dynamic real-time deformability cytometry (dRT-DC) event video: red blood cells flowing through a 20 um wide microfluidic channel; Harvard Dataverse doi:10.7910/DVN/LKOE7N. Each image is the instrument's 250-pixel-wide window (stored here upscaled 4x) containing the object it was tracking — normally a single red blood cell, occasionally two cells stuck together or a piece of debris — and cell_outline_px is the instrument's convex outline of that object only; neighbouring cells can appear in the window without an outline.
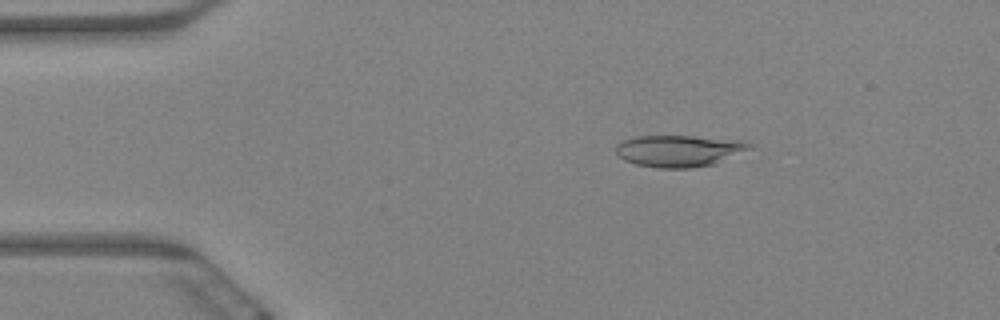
{"species": "Egyptian fruit bat (a non-hibernating species)", "species_latin": "Rousettus aegyptiacus", "temperature_condition": "warm", "stored_images_in_passage": 45, "camera_frame_rate_fps": 3000, "um_per_image_px": 0.085, "animal": {"sex": "female"}, "frame": {"image": 1, "passage_image": 10, "time_ms": 3.0, "image_size_px": [1000, 320], "cell_outline_px": [[752, 148], [712, 164], [692, 168], [656, 168], [636, 164], [624, 160], [616, 152], [616, 144], [624, 140], [636, 136], [692, 136], [744, 140], [752, 144]], "centroid_in_image_um": [57.71, 12.81], "position_along_channel_um": 27.3, "area_um2": 24.57}}
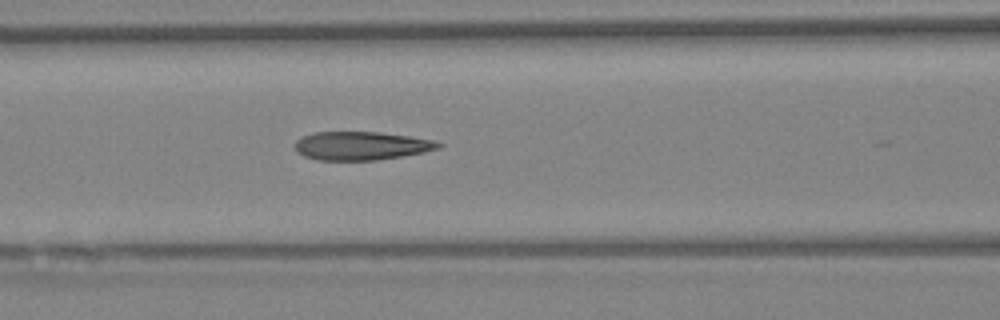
{"frame": {"image": 2, "passage_image": 26, "time_ms": 8.333, "image_size_px": [1000, 320], "cell_outline_px": [[444, 144], [440, 148], [424, 152], [376, 160], [316, 160], [304, 156], [296, 152], [296, 140], [300, 136], [312, 132], [380, 132], [408, 136], [432, 140]], "centroid_in_image_um": [30.67, 12.39], "position_along_channel_um": 135.9, "area_um2": 23.81}}
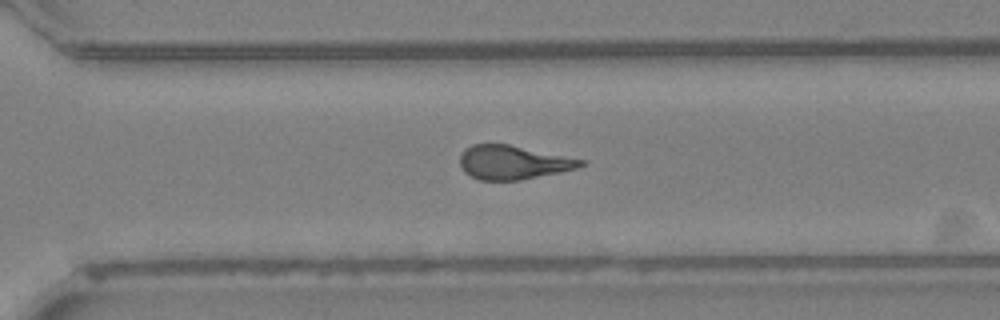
{"frame": {"image": 3, "passage_image": 44, "time_ms": 14.333, "image_size_px": [1000, 320], "cell_outline_px": [[588, 164], [576, 168], [560, 172], [520, 180], [480, 180], [464, 172], [460, 164], [460, 152], [464, 148], [472, 144], [508, 144], [588, 160]], "centroid_in_image_um": [43.63, 13.79], "position_along_channel_um": 327.0, "area_um2": 24.04}}